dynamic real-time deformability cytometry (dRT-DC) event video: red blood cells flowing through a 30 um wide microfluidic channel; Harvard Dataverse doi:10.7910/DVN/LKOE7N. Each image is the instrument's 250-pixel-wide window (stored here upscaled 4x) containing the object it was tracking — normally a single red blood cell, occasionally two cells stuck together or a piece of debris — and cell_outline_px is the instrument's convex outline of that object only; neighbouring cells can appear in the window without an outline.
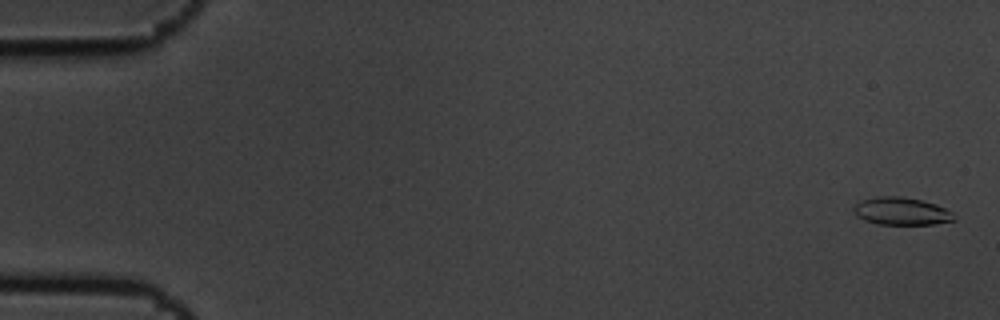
{"species": "common noctule bat (a hibernating species)", "species_latin": "Nyctalus noctula", "temperature_condition": "cold", "stored_images_in_passage": 10, "camera_frame_rate_fps": 3000, "um_per_image_px": 0.085, "animal": {"sex": "male", "body_mass_g": 19.5, "forearm_length_mm": 54.6}, "frame": {"image": 1, "passage_image": 1, "time_ms": 0.0, "image_size_px": [1000, 320], "cell_outline_px": [[956, 220], [932, 224], [876, 224], [864, 220], [856, 216], [852, 208], [860, 200], [880, 196], [904, 196], [936, 204], [952, 212], [956, 216]], "centroid_in_image_um": [76.6, 17.95], "position_along_channel_um": 8.4, "area_um2": 16.24}}
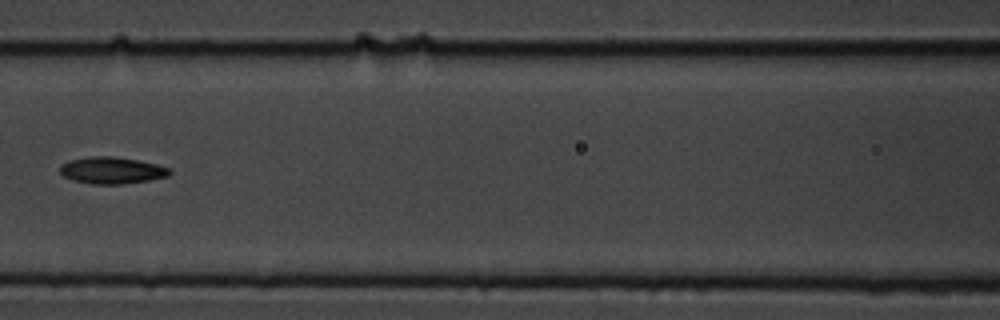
{"frame": {"image": 2, "passage_image": 7, "time_ms": 2.0, "image_size_px": [1000, 320], "cell_outline_px": [[172, 172], [168, 176], [148, 180], [124, 184], [92, 184], [72, 180], [64, 176], [60, 172], [60, 164], [68, 160], [88, 156], [112, 156], [136, 160], [156, 164], [168, 168]], "centroid_in_image_um": [9.46, 14.48], "position_along_channel_um": 157.1, "area_um2": 17.11}}
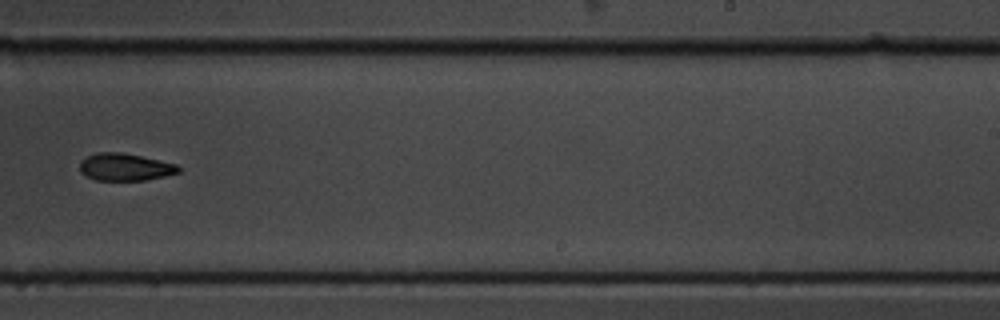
{"frame": {"image": 3, "passage_image": 10, "time_ms": 3.0, "image_size_px": [1000, 320], "cell_outline_px": [[180, 172], [164, 176], [144, 180], [96, 180], [80, 172], [80, 160], [96, 152], [124, 152], [176, 164], [180, 168]], "centroid_in_image_um": [10.61, 14.19], "position_along_channel_um": 278.4, "area_um2": 15.66}}